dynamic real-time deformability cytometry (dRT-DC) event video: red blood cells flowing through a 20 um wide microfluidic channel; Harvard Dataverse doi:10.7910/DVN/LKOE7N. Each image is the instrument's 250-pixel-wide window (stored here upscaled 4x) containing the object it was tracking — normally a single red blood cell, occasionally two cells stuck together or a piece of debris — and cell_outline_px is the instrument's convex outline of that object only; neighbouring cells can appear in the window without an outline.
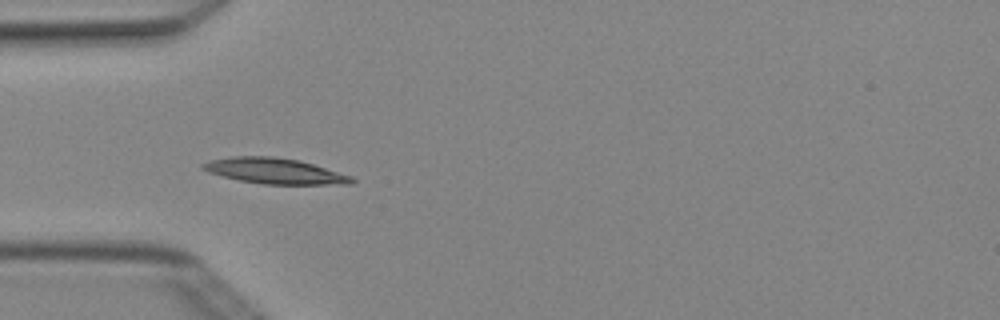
{"species": "Egyptian fruit bat (a non-hibernating species)", "species_latin": "Rousettus aegyptiacus", "temperature_condition": "cold", "stored_images_in_passage": 2, "camera_frame_rate_fps": 3000, "um_per_image_px": 0.085, "animal": {"sex": "female"}, "frame": {"image": 1, "passage_image": 2, "time_ms": 0.333, "image_size_px": [1000, 320], "cell_outline_px": [[356, 184], [264, 184], [240, 180], [208, 172], [200, 168], [200, 164], [208, 160], [232, 156], [272, 156], [300, 160], [352, 176], [356, 180]], "centroid_in_image_um": [23.35, 14.52], "position_along_channel_um": 61.6, "area_um2": 22.31}}